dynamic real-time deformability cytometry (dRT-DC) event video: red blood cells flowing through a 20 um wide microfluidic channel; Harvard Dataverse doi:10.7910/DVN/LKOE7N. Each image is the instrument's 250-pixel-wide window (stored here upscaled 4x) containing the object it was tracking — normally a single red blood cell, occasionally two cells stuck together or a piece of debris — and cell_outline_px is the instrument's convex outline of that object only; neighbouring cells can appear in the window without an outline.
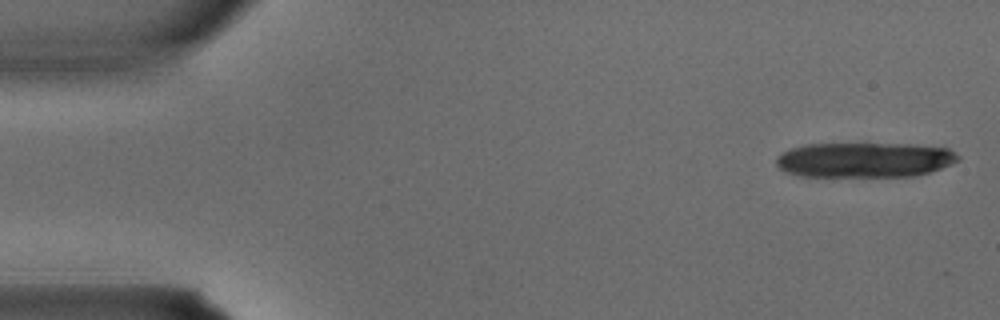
{"species": "common noctule bat (a hibernating species)", "species_latin": "Nyctalus noctula", "temperature_condition": "warm", "stored_images_in_passage": 3, "camera_frame_rate_fps": 3000, "um_per_image_px": 0.085, "animal": {"sex": "male", "body_mass_g": 15.6}, "frame": {"image": 1, "passage_image": 1, "time_ms": 0.0, "image_size_px": [1000, 320], "cell_outline_px": [[960, 160], [940, 168], [916, 176], [800, 176], [784, 172], [776, 164], [776, 156], [792, 148], [804, 144], [912, 144], [948, 148], [960, 156]], "centroid_in_image_um": [73.47, 13.59], "position_along_channel_um": 11.5, "area_um2": 37.11}}